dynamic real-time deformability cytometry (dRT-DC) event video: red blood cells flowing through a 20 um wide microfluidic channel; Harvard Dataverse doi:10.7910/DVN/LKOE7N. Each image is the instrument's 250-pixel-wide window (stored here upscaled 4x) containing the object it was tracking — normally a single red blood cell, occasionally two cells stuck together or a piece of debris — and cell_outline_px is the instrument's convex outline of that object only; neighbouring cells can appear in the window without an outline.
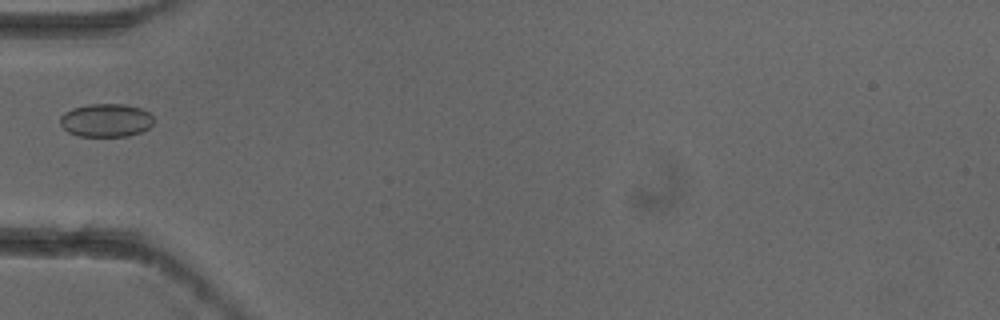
{"species": "common noctule bat (a hibernating species)", "species_latin": "Nyctalus noctula", "temperature_condition": "cold", "stored_images_in_passage": 6, "camera_frame_rate_fps": 3000, "um_per_image_px": 0.085, "animal": {"sex": "female"}, "frame": {"image": 1, "passage_image": 5, "time_ms": 1.333, "image_size_px": [1000, 320], "cell_outline_px": [[156, 120], [148, 128], [140, 132], [128, 136], [80, 136], [68, 132], [60, 124], [60, 116], [64, 112], [72, 108], [88, 104], [124, 104], [140, 108], [148, 112]], "centroid_in_image_um": [9.01, 10.22], "position_along_channel_um": 76.0, "area_um2": 18.21}}
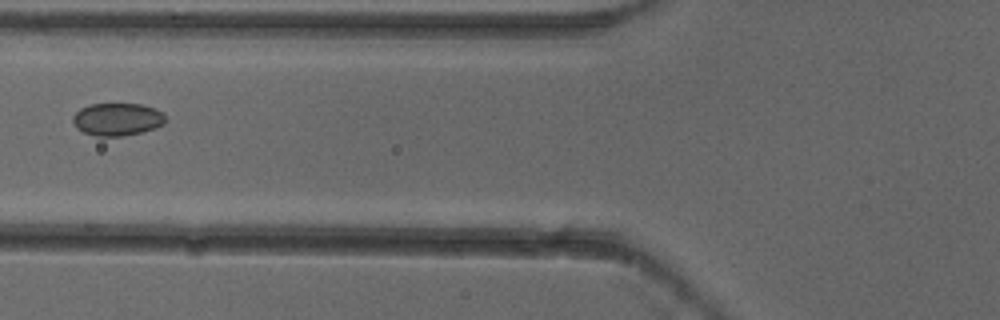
{"frame": {"image": 2, "passage_image": 6, "time_ms": 1.667, "image_size_px": [1000, 320], "cell_outline_px": [[168, 120], [164, 124], [156, 128], [124, 136], [96, 136], [84, 132], [76, 128], [72, 120], [72, 116], [80, 108], [92, 104], [140, 104], [156, 108], [164, 112]], "centroid_in_image_um": [10.01, 10.14], "position_along_channel_um": 115.8, "area_um2": 17.86}}